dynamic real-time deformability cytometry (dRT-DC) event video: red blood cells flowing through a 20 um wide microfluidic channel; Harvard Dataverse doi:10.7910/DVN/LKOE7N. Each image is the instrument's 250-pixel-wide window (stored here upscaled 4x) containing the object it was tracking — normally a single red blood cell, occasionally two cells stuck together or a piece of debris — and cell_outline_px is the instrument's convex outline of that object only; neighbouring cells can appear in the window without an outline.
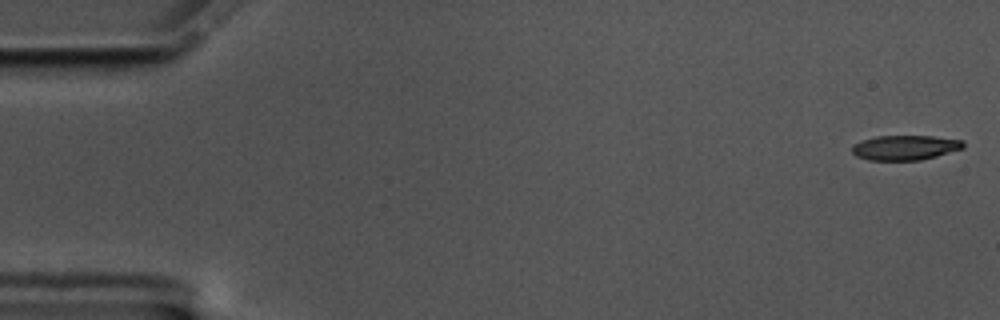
{"species": "common noctule bat (a hibernating species)", "species_latin": "Nyctalus noctula", "temperature_condition": "cold", "stored_images_in_passage": 57, "camera_frame_rate_fps": 3000, "um_per_image_px": 0.085, "animal": {"sex": "male", "body_mass_g": 17.5, "forearm_length_mm": 52.3}, "frame": {"image": 1, "passage_image": 1, "time_ms": 0.0, "image_size_px": [1000, 320], "cell_outline_px": [[964, 148], [936, 156], [920, 160], [868, 160], [856, 156], [852, 152], [852, 144], [860, 140], [876, 136], [932, 136], [964, 140]], "centroid_in_image_um": [76.91, 12.54], "position_along_channel_um": 8.1, "area_um2": 16.18}}
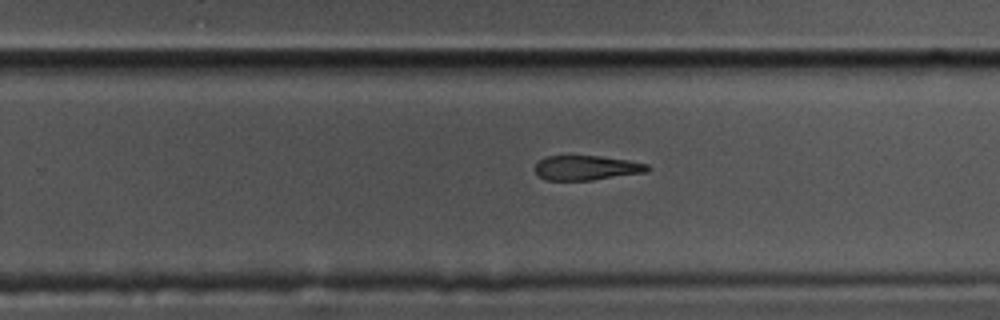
{"frame": {"image": 2, "passage_image": 36, "time_ms": 11.667, "image_size_px": [1000, 320], "cell_outline_px": [[652, 168], [648, 172], [592, 180], [544, 180], [532, 168], [544, 156], [600, 156], [628, 160], [648, 164]], "centroid_in_image_um": [49.86, 14.26], "position_along_channel_um": 279.9, "area_um2": 16.3}}
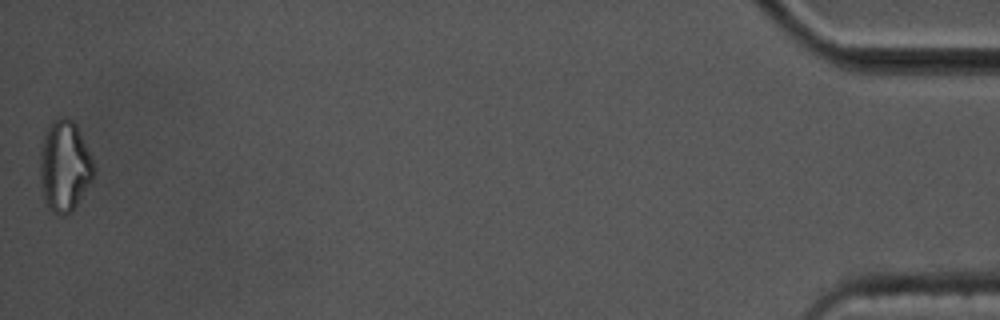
{"frame": {"image": 3, "passage_image": 57, "time_ms": 18.667, "image_size_px": [1000, 320], "cell_outline_px": [[96, 172], [92, 180], [72, 212], [64, 216], [60, 216], [52, 212], [48, 208], [40, 188], [40, 152], [44, 132], [48, 124], [52, 120], [60, 116], [64, 116], [72, 120], [76, 124], [92, 156]], "centroid_in_image_um": [5.48, 14.11], "position_along_channel_um": 429.7, "area_um2": 29.13}}